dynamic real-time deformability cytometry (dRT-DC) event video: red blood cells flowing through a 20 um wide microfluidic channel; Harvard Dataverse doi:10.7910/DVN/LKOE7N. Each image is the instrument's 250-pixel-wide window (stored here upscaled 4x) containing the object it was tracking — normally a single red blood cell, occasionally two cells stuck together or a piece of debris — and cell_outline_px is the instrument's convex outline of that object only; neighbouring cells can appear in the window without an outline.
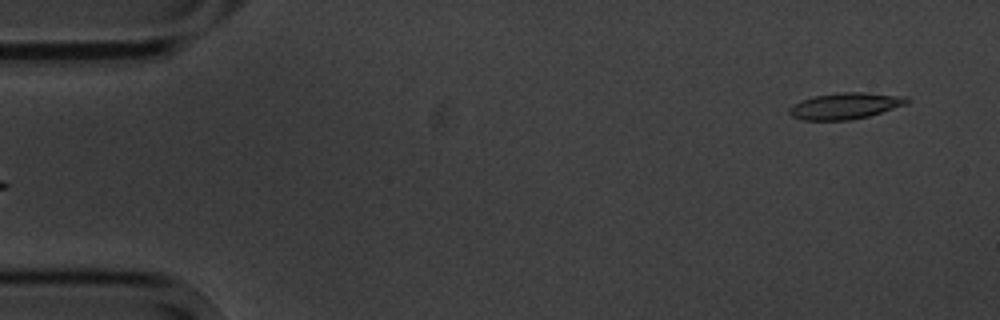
{"species": "common noctule bat (a hibernating species)", "species_latin": "Nyctalus noctula", "temperature_condition": "cold", "stored_images_in_passage": 5, "segment_of_instrument_passage": [2, 2], "camera_frame_rate_fps": 3000, "um_per_image_px": 0.085, "animal": {"sex": "male", "body_mass_g": 20.1, "forearm_length_mm": 53.5}, "frame": {"image": 1, "passage_image": 5, "time_ms": 4.667, "image_size_px": [1000, 320], "cell_outline_px": [[912, 100], [908, 104], [868, 116], [852, 120], [800, 120], [792, 116], [788, 112], [788, 108], [792, 104], [800, 100], [816, 96], [840, 92], [868, 92], [904, 96]], "centroid_in_image_um": [71.85, 9.0], "position_along_channel_um": 13.2, "area_um2": 18.26}}